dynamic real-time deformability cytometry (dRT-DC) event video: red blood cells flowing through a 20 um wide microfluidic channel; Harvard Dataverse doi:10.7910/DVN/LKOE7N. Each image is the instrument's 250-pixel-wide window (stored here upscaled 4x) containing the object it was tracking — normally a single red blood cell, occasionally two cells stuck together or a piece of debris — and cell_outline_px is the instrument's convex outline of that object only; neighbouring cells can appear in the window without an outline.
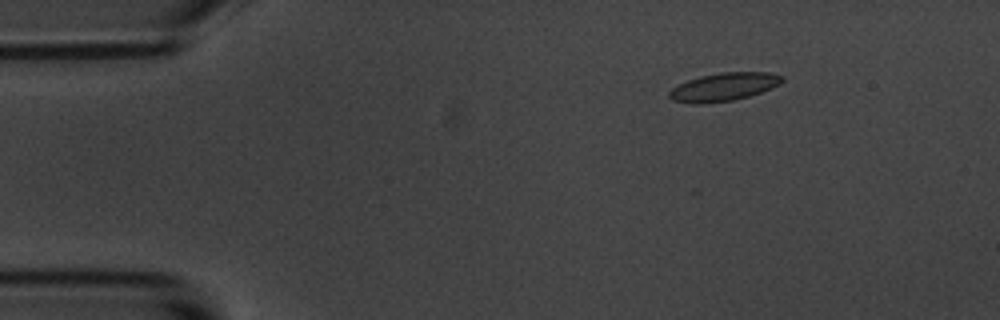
{"species": "common noctule bat (a hibernating species)", "species_latin": "Nyctalus noctula", "temperature_condition": "room temperature", "stored_images_in_passage": 4, "camera_frame_rate_fps": 3000, "um_per_image_px": 0.085, "animal": {"sex": "male", "body_mass_g": 20.1, "forearm_length_mm": 53.5}, "frame": {"image": 1, "passage_image": 2, "time_ms": 1.667, "image_size_px": [1000, 320], "cell_outline_px": [[784, 80], [780, 84], [772, 88], [748, 96], [732, 100], [700, 104], [696, 104], [672, 100], [668, 96], [668, 92], [672, 88], [688, 80], [700, 76], [720, 72], [768, 72], [784, 76]], "centroid_in_image_um": [61.53, 7.38], "position_along_channel_um": 23.5, "area_um2": 18.44}}